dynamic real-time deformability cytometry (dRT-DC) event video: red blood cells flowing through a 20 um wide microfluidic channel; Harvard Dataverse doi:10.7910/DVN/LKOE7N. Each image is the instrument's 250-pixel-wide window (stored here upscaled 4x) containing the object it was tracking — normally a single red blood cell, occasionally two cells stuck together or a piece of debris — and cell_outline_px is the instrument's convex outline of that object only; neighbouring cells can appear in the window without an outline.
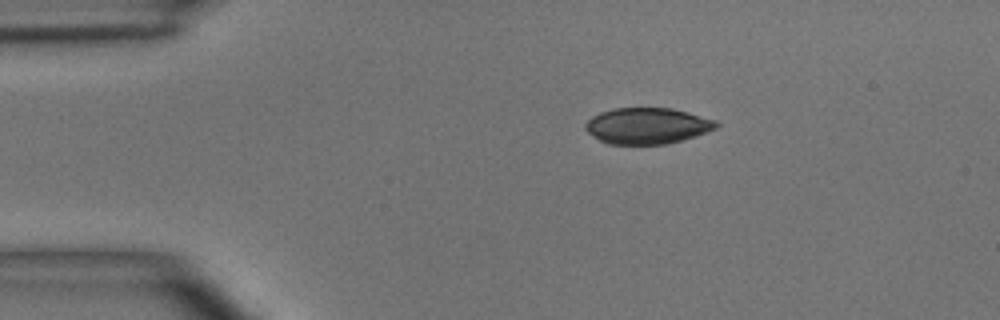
{"species": "common noctule bat (a hibernating species)", "species_latin": "Nyctalus noctula", "temperature_condition": "room temperature", "stored_images_in_passage": 3, "camera_frame_rate_fps": 3000, "um_per_image_px": 0.085, "animal": {"sex": "male", "body_mass_g": 15.6}, "frame": {"image": 1, "passage_image": 3, "time_ms": 2.333, "image_size_px": [1000, 320], "cell_outline_px": [[720, 124], [716, 128], [708, 132], [668, 144], [608, 144], [592, 136], [584, 128], [584, 124], [592, 116], [600, 112], [612, 108], [672, 108], [716, 120]], "centroid_in_image_um": [55.0, 10.69], "position_along_channel_um": 30.0, "area_um2": 27.63}}